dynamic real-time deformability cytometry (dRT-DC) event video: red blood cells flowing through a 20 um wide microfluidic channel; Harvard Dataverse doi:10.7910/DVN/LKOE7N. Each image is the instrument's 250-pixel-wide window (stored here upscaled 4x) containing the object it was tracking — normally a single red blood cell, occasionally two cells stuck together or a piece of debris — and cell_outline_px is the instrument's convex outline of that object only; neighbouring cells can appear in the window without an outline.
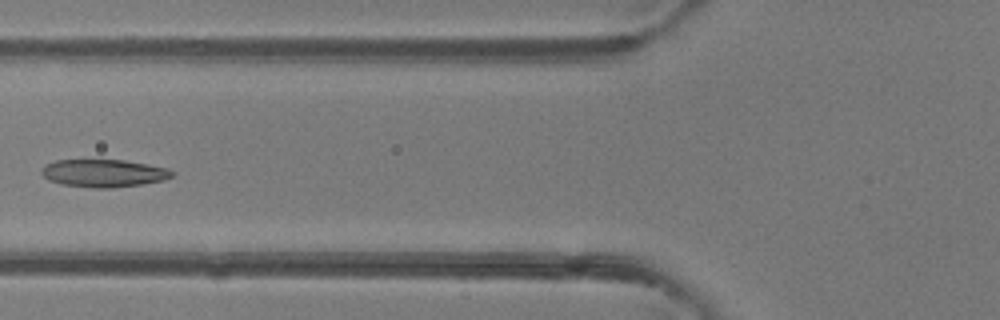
{"species": "common noctule bat (a hibernating species)", "species_latin": "Nyctalus noctula", "temperature_condition": "room temperature", "stored_images_in_passage": 5, "camera_frame_rate_fps": 3000, "um_per_image_px": 0.085, "animal": {"sex": "female"}, "frame": {"image": 1, "passage_image": 5, "time_ms": 5.667, "image_size_px": [1000, 320], "cell_outline_px": [[176, 172], [172, 176], [164, 180], [144, 184], [112, 188], [92, 188], [60, 184], [48, 180], [40, 172], [40, 168], [44, 164], [56, 160], [124, 160], [148, 164], [168, 168]], "centroid_in_image_um": [8.8, 14.72], "position_along_channel_um": 117.0, "area_um2": 21.39}}